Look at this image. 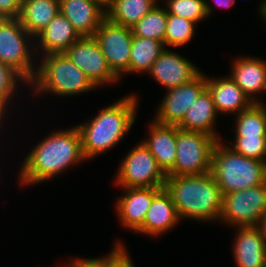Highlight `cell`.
<instances>
[{
  "label": "cell",
  "instance_id": "f546056e",
  "mask_svg": "<svg viewBox=\"0 0 266 267\" xmlns=\"http://www.w3.org/2000/svg\"><path fill=\"white\" fill-rule=\"evenodd\" d=\"M22 84L27 86L29 83L11 66L0 62V100L9 108L10 103L14 102L13 99L15 100L21 91L18 89L23 86Z\"/></svg>",
  "mask_w": 266,
  "mask_h": 267
},
{
  "label": "cell",
  "instance_id": "603a6c76",
  "mask_svg": "<svg viewBox=\"0 0 266 267\" xmlns=\"http://www.w3.org/2000/svg\"><path fill=\"white\" fill-rule=\"evenodd\" d=\"M59 12V0H22L19 20L35 38Z\"/></svg>",
  "mask_w": 266,
  "mask_h": 267
},
{
  "label": "cell",
  "instance_id": "44dd1931",
  "mask_svg": "<svg viewBox=\"0 0 266 267\" xmlns=\"http://www.w3.org/2000/svg\"><path fill=\"white\" fill-rule=\"evenodd\" d=\"M148 125L149 136L142 142L167 174L176 160V125H163L154 120Z\"/></svg>",
  "mask_w": 266,
  "mask_h": 267
},
{
  "label": "cell",
  "instance_id": "8992f818",
  "mask_svg": "<svg viewBox=\"0 0 266 267\" xmlns=\"http://www.w3.org/2000/svg\"><path fill=\"white\" fill-rule=\"evenodd\" d=\"M34 57V38L19 18H0V62L11 66L29 83L37 68Z\"/></svg>",
  "mask_w": 266,
  "mask_h": 267
},
{
  "label": "cell",
  "instance_id": "cb8c5ba5",
  "mask_svg": "<svg viewBox=\"0 0 266 267\" xmlns=\"http://www.w3.org/2000/svg\"><path fill=\"white\" fill-rule=\"evenodd\" d=\"M158 0H112L106 7V18L131 28L150 12Z\"/></svg>",
  "mask_w": 266,
  "mask_h": 267
},
{
  "label": "cell",
  "instance_id": "d6986e66",
  "mask_svg": "<svg viewBox=\"0 0 266 267\" xmlns=\"http://www.w3.org/2000/svg\"><path fill=\"white\" fill-rule=\"evenodd\" d=\"M79 38L73 24L59 12L34 38L36 56L64 53Z\"/></svg>",
  "mask_w": 266,
  "mask_h": 267
},
{
  "label": "cell",
  "instance_id": "7402d4cb",
  "mask_svg": "<svg viewBox=\"0 0 266 267\" xmlns=\"http://www.w3.org/2000/svg\"><path fill=\"white\" fill-rule=\"evenodd\" d=\"M218 113L212 100V96L206 88L196 99L193 105L186 111L183 120L177 125L186 131H199L221 140V135L215 127Z\"/></svg>",
  "mask_w": 266,
  "mask_h": 267
},
{
  "label": "cell",
  "instance_id": "3957f363",
  "mask_svg": "<svg viewBox=\"0 0 266 267\" xmlns=\"http://www.w3.org/2000/svg\"><path fill=\"white\" fill-rule=\"evenodd\" d=\"M164 188L171 195L180 220L219 221L223 195L211 172L197 175H167Z\"/></svg>",
  "mask_w": 266,
  "mask_h": 267
},
{
  "label": "cell",
  "instance_id": "4316f807",
  "mask_svg": "<svg viewBox=\"0 0 266 267\" xmlns=\"http://www.w3.org/2000/svg\"><path fill=\"white\" fill-rule=\"evenodd\" d=\"M235 119V136H266V110L262 103H253Z\"/></svg>",
  "mask_w": 266,
  "mask_h": 267
},
{
  "label": "cell",
  "instance_id": "1f68e13d",
  "mask_svg": "<svg viewBox=\"0 0 266 267\" xmlns=\"http://www.w3.org/2000/svg\"><path fill=\"white\" fill-rule=\"evenodd\" d=\"M108 255H104L101 257H93V258H71L68 259V263L66 266L62 267H112L127 251V248L124 246L122 241L117 240L115 244H113Z\"/></svg>",
  "mask_w": 266,
  "mask_h": 267
},
{
  "label": "cell",
  "instance_id": "5b68a950",
  "mask_svg": "<svg viewBox=\"0 0 266 267\" xmlns=\"http://www.w3.org/2000/svg\"><path fill=\"white\" fill-rule=\"evenodd\" d=\"M211 173L222 195L266 183V163L235 152L218 140L212 153Z\"/></svg>",
  "mask_w": 266,
  "mask_h": 267
},
{
  "label": "cell",
  "instance_id": "74e56055",
  "mask_svg": "<svg viewBox=\"0 0 266 267\" xmlns=\"http://www.w3.org/2000/svg\"><path fill=\"white\" fill-rule=\"evenodd\" d=\"M258 227L260 228V230H261V232H262V236L264 237V239H265V241H266V213H265V215L261 218Z\"/></svg>",
  "mask_w": 266,
  "mask_h": 267
},
{
  "label": "cell",
  "instance_id": "484cf974",
  "mask_svg": "<svg viewBox=\"0 0 266 267\" xmlns=\"http://www.w3.org/2000/svg\"><path fill=\"white\" fill-rule=\"evenodd\" d=\"M168 13L165 7L156 5L140 21L131 27L133 36L164 43Z\"/></svg>",
  "mask_w": 266,
  "mask_h": 267
},
{
  "label": "cell",
  "instance_id": "4fadbf2b",
  "mask_svg": "<svg viewBox=\"0 0 266 267\" xmlns=\"http://www.w3.org/2000/svg\"><path fill=\"white\" fill-rule=\"evenodd\" d=\"M202 71L183 55L165 48L147 73L166 90L186 84Z\"/></svg>",
  "mask_w": 266,
  "mask_h": 267
},
{
  "label": "cell",
  "instance_id": "8fae6325",
  "mask_svg": "<svg viewBox=\"0 0 266 267\" xmlns=\"http://www.w3.org/2000/svg\"><path fill=\"white\" fill-rule=\"evenodd\" d=\"M64 54L78 66L91 82L100 86L118 83L119 80L110 70L100 46L94 36L80 37Z\"/></svg>",
  "mask_w": 266,
  "mask_h": 267
},
{
  "label": "cell",
  "instance_id": "d6a6232c",
  "mask_svg": "<svg viewBox=\"0 0 266 267\" xmlns=\"http://www.w3.org/2000/svg\"><path fill=\"white\" fill-rule=\"evenodd\" d=\"M22 0H0V18H19Z\"/></svg>",
  "mask_w": 266,
  "mask_h": 267
},
{
  "label": "cell",
  "instance_id": "d4e9b609",
  "mask_svg": "<svg viewBox=\"0 0 266 267\" xmlns=\"http://www.w3.org/2000/svg\"><path fill=\"white\" fill-rule=\"evenodd\" d=\"M165 45L161 41L133 36L128 74L148 73Z\"/></svg>",
  "mask_w": 266,
  "mask_h": 267
},
{
  "label": "cell",
  "instance_id": "83f0119b",
  "mask_svg": "<svg viewBox=\"0 0 266 267\" xmlns=\"http://www.w3.org/2000/svg\"><path fill=\"white\" fill-rule=\"evenodd\" d=\"M168 14L183 17L197 24L212 16L213 6L206 0H163Z\"/></svg>",
  "mask_w": 266,
  "mask_h": 267
},
{
  "label": "cell",
  "instance_id": "2e32d148",
  "mask_svg": "<svg viewBox=\"0 0 266 267\" xmlns=\"http://www.w3.org/2000/svg\"><path fill=\"white\" fill-rule=\"evenodd\" d=\"M230 77L253 103H261L262 100L258 96L262 92L266 93L264 58L252 55L234 58Z\"/></svg>",
  "mask_w": 266,
  "mask_h": 267
},
{
  "label": "cell",
  "instance_id": "9a60e30c",
  "mask_svg": "<svg viewBox=\"0 0 266 267\" xmlns=\"http://www.w3.org/2000/svg\"><path fill=\"white\" fill-rule=\"evenodd\" d=\"M60 12L80 37H92L106 18V8L97 0H59Z\"/></svg>",
  "mask_w": 266,
  "mask_h": 267
},
{
  "label": "cell",
  "instance_id": "9c48e42d",
  "mask_svg": "<svg viewBox=\"0 0 266 267\" xmlns=\"http://www.w3.org/2000/svg\"><path fill=\"white\" fill-rule=\"evenodd\" d=\"M266 213V183L223 195L219 222L229 227L258 226Z\"/></svg>",
  "mask_w": 266,
  "mask_h": 267
},
{
  "label": "cell",
  "instance_id": "d590c367",
  "mask_svg": "<svg viewBox=\"0 0 266 267\" xmlns=\"http://www.w3.org/2000/svg\"><path fill=\"white\" fill-rule=\"evenodd\" d=\"M261 4L258 5V14L260 15V19L263 20L266 24V0H261Z\"/></svg>",
  "mask_w": 266,
  "mask_h": 267
},
{
  "label": "cell",
  "instance_id": "e0dca14e",
  "mask_svg": "<svg viewBox=\"0 0 266 267\" xmlns=\"http://www.w3.org/2000/svg\"><path fill=\"white\" fill-rule=\"evenodd\" d=\"M212 77L206 75V88L212 96L218 114L236 116L253 104L230 75L223 78Z\"/></svg>",
  "mask_w": 266,
  "mask_h": 267
},
{
  "label": "cell",
  "instance_id": "7a4b0ae2",
  "mask_svg": "<svg viewBox=\"0 0 266 267\" xmlns=\"http://www.w3.org/2000/svg\"><path fill=\"white\" fill-rule=\"evenodd\" d=\"M129 94L100 109L91 120L77 125L84 157L92 160L116 147L130 132L136 121L139 99Z\"/></svg>",
  "mask_w": 266,
  "mask_h": 267
},
{
  "label": "cell",
  "instance_id": "6da1fadb",
  "mask_svg": "<svg viewBox=\"0 0 266 267\" xmlns=\"http://www.w3.org/2000/svg\"><path fill=\"white\" fill-rule=\"evenodd\" d=\"M25 155L17 176L23 187L54 179L72 166L87 161L76 126L52 131Z\"/></svg>",
  "mask_w": 266,
  "mask_h": 267
},
{
  "label": "cell",
  "instance_id": "5bb4252c",
  "mask_svg": "<svg viewBox=\"0 0 266 267\" xmlns=\"http://www.w3.org/2000/svg\"><path fill=\"white\" fill-rule=\"evenodd\" d=\"M164 187L121 188L123 195L118 197L115 212L120 224L129 231L136 232L146 218L153 198Z\"/></svg>",
  "mask_w": 266,
  "mask_h": 267
},
{
  "label": "cell",
  "instance_id": "f35d334b",
  "mask_svg": "<svg viewBox=\"0 0 266 267\" xmlns=\"http://www.w3.org/2000/svg\"><path fill=\"white\" fill-rule=\"evenodd\" d=\"M99 1L105 8L108 6V4L112 1V0H97Z\"/></svg>",
  "mask_w": 266,
  "mask_h": 267
},
{
  "label": "cell",
  "instance_id": "f1b7e54d",
  "mask_svg": "<svg viewBox=\"0 0 266 267\" xmlns=\"http://www.w3.org/2000/svg\"><path fill=\"white\" fill-rule=\"evenodd\" d=\"M195 26L198 25L193 21L168 14L164 39L165 48L168 46L173 48L182 47L191 42L196 34Z\"/></svg>",
  "mask_w": 266,
  "mask_h": 267
},
{
  "label": "cell",
  "instance_id": "30bf717a",
  "mask_svg": "<svg viewBox=\"0 0 266 267\" xmlns=\"http://www.w3.org/2000/svg\"><path fill=\"white\" fill-rule=\"evenodd\" d=\"M94 38L106 59L112 73L120 80L129 70V60L133 42L132 30L105 18Z\"/></svg>",
  "mask_w": 266,
  "mask_h": 267
},
{
  "label": "cell",
  "instance_id": "ac0fdd59",
  "mask_svg": "<svg viewBox=\"0 0 266 267\" xmlns=\"http://www.w3.org/2000/svg\"><path fill=\"white\" fill-rule=\"evenodd\" d=\"M236 228V229H235ZM232 245L236 267H264L266 259V241L258 226L234 227Z\"/></svg>",
  "mask_w": 266,
  "mask_h": 267
},
{
  "label": "cell",
  "instance_id": "4dcf8cb0",
  "mask_svg": "<svg viewBox=\"0 0 266 267\" xmlns=\"http://www.w3.org/2000/svg\"><path fill=\"white\" fill-rule=\"evenodd\" d=\"M229 147L241 155L266 161V136H235Z\"/></svg>",
  "mask_w": 266,
  "mask_h": 267
},
{
  "label": "cell",
  "instance_id": "277c9868",
  "mask_svg": "<svg viewBox=\"0 0 266 267\" xmlns=\"http://www.w3.org/2000/svg\"><path fill=\"white\" fill-rule=\"evenodd\" d=\"M37 59L35 75L28 84L34 96L52 94L76 97L98 89L64 53L46 54Z\"/></svg>",
  "mask_w": 266,
  "mask_h": 267
},
{
  "label": "cell",
  "instance_id": "60d3db41",
  "mask_svg": "<svg viewBox=\"0 0 266 267\" xmlns=\"http://www.w3.org/2000/svg\"><path fill=\"white\" fill-rule=\"evenodd\" d=\"M265 82H266V61H265Z\"/></svg>",
  "mask_w": 266,
  "mask_h": 267
},
{
  "label": "cell",
  "instance_id": "ab89813d",
  "mask_svg": "<svg viewBox=\"0 0 266 267\" xmlns=\"http://www.w3.org/2000/svg\"><path fill=\"white\" fill-rule=\"evenodd\" d=\"M263 105H264V107H265V110H266V104H265V101L264 100H262V102H261Z\"/></svg>",
  "mask_w": 266,
  "mask_h": 267
},
{
  "label": "cell",
  "instance_id": "ba28073f",
  "mask_svg": "<svg viewBox=\"0 0 266 267\" xmlns=\"http://www.w3.org/2000/svg\"><path fill=\"white\" fill-rule=\"evenodd\" d=\"M117 169L114 184L120 188L164 187L167 179L142 141L131 148Z\"/></svg>",
  "mask_w": 266,
  "mask_h": 267
},
{
  "label": "cell",
  "instance_id": "ffe728a7",
  "mask_svg": "<svg viewBox=\"0 0 266 267\" xmlns=\"http://www.w3.org/2000/svg\"><path fill=\"white\" fill-rule=\"evenodd\" d=\"M179 222L181 221L171 195L163 188L153 198L143 225L135 233L155 238L166 234L174 226L176 227Z\"/></svg>",
  "mask_w": 266,
  "mask_h": 267
},
{
  "label": "cell",
  "instance_id": "836d02e7",
  "mask_svg": "<svg viewBox=\"0 0 266 267\" xmlns=\"http://www.w3.org/2000/svg\"><path fill=\"white\" fill-rule=\"evenodd\" d=\"M130 256L127 251L112 267H135Z\"/></svg>",
  "mask_w": 266,
  "mask_h": 267
},
{
  "label": "cell",
  "instance_id": "52a82bcc",
  "mask_svg": "<svg viewBox=\"0 0 266 267\" xmlns=\"http://www.w3.org/2000/svg\"><path fill=\"white\" fill-rule=\"evenodd\" d=\"M217 139L207 133L186 131L176 125V160L167 175L187 176L211 172Z\"/></svg>",
  "mask_w": 266,
  "mask_h": 267
},
{
  "label": "cell",
  "instance_id": "8d00e7d4",
  "mask_svg": "<svg viewBox=\"0 0 266 267\" xmlns=\"http://www.w3.org/2000/svg\"><path fill=\"white\" fill-rule=\"evenodd\" d=\"M213 2L217 5L219 8H229L232 5L235 4V0H213Z\"/></svg>",
  "mask_w": 266,
  "mask_h": 267
},
{
  "label": "cell",
  "instance_id": "e575fe53",
  "mask_svg": "<svg viewBox=\"0 0 266 267\" xmlns=\"http://www.w3.org/2000/svg\"><path fill=\"white\" fill-rule=\"evenodd\" d=\"M11 108H9L2 100H0V129L2 128V125L5 126L4 121L6 120V114H9V110ZM8 110V111H7ZM5 119V120H4ZM1 131V130H0Z\"/></svg>",
  "mask_w": 266,
  "mask_h": 267
},
{
  "label": "cell",
  "instance_id": "7c38bea8",
  "mask_svg": "<svg viewBox=\"0 0 266 267\" xmlns=\"http://www.w3.org/2000/svg\"><path fill=\"white\" fill-rule=\"evenodd\" d=\"M205 89L206 75L203 71L191 82L168 89L153 120L163 125H178Z\"/></svg>",
  "mask_w": 266,
  "mask_h": 267
}]
</instances>
